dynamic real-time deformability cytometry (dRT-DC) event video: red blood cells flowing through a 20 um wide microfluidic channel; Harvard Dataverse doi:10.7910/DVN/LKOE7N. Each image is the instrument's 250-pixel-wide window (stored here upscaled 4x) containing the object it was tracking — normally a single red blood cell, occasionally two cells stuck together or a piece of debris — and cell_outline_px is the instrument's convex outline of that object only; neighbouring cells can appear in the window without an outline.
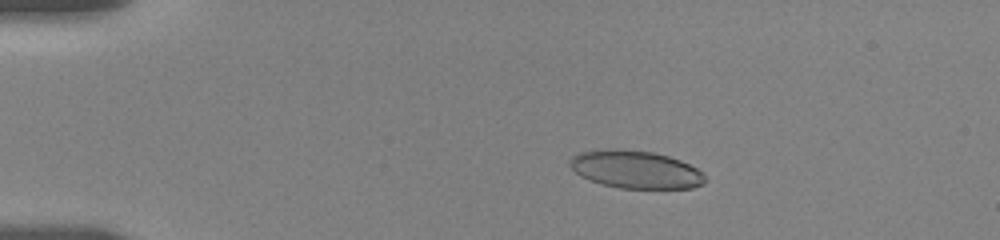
{"species": "human", "species_latin": "Homo sapiens", "temperature_condition": "room temperature", "stored_images_in_passage": 29, "camera_frame_rate_fps": 3000, "um_per_image_px": 0.085, "donor": {"sex": "female"}, "frame": {"image": 1, "passage_image": 12, "time_ms": 3.333, "image_size_px": [1000, 240], "cell_outline_px": [[708, 180], [704, 184], [692, 188], [620, 188], [604, 184], [580, 176], [568, 164], [568, 160], [572, 156], [580, 152], [608, 148], [616, 148], [652, 152], [668, 156], [680, 160], [696, 168]], "centroid_in_image_um": [54.02, 14.4], "position_along_channel_um": 31.0, "area_um2": 29.71}}
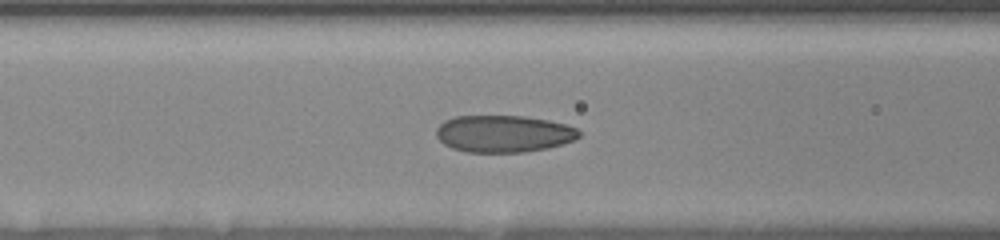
{"frame": {"image": 2, "passage_image": 25, "time_ms": 7.667, "image_size_px": [1000, 240], "cell_outline_px": [[580, 136], [576, 140], [548, 148], [524, 152], [464, 152], [452, 148], [444, 144], [436, 136], [436, 128], [444, 120], [456, 116], [524, 116], [548, 120], [564, 124], [576, 128], [580, 132]], "centroid_in_image_um": [42.8, 11.37], "position_along_channel_um": 123.8, "area_um2": 30.92}}
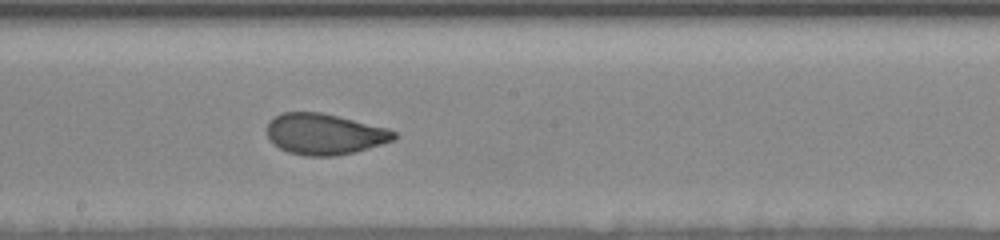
{"frame": {"image": 3, "passage_image": 29, "time_ms": 10.333, "image_size_px": [1000, 240], "cell_outline_px": [[396, 140], [352, 152], [336, 156], [304, 156], [288, 152], [272, 144], [268, 136], [268, 120], [284, 112], [320, 112], [388, 128], [396, 132]], "centroid_in_image_um": [27.57, 11.4], "position_along_channel_um": 220.6, "area_um2": 30.23}}